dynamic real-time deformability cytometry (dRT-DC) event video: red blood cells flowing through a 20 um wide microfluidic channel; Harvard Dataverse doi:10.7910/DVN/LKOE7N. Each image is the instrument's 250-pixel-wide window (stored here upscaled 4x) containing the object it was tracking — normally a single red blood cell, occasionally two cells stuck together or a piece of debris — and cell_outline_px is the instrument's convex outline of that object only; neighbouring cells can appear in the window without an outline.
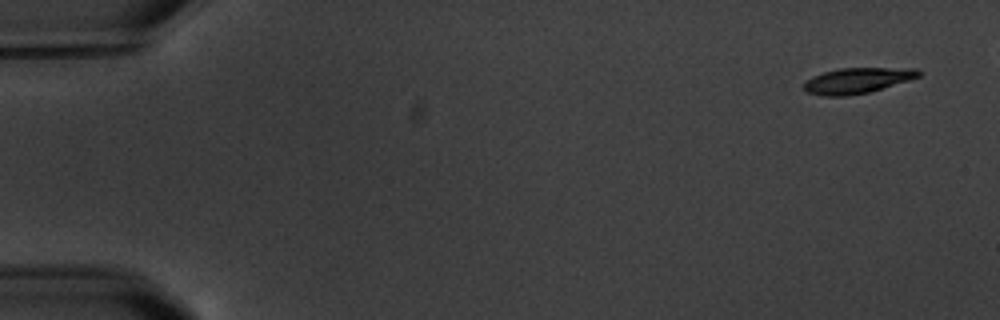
{"species": "common noctule bat (a hibernating species)", "species_latin": "Nyctalus noctula", "temperature_condition": "warm", "stored_images_in_passage": 6, "camera_frame_rate_fps": 3000, "um_per_image_px": 0.085, "animal": {"sex": "male", "body_mass_g": 20.1, "forearm_length_mm": 53.5}, "frame": {"image": 1, "passage_image": 1, "time_ms": 0.0, "image_size_px": [1000, 320], "cell_outline_px": [[920, 76], [908, 80], [868, 92], [848, 96], [820, 96], [808, 92], [804, 88], [804, 84], [812, 76], [824, 72], [840, 68], [920, 68]], "centroid_in_image_um": [72.86, 6.84], "position_along_channel_um": 12.1, "area_um2": 16.94}}
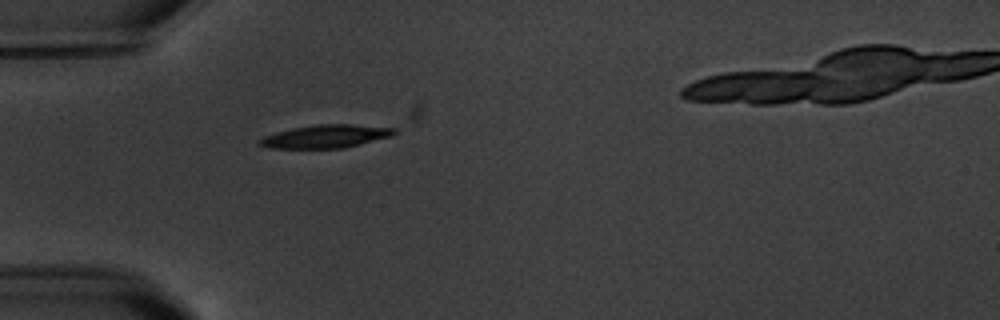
{"frame": {"image": 2, "passage_image": 5, "time_ms": 5.0, "image_size_px": [1000, 320], "cell_outline_px": [[400, 132], [392, 136], [344, 148], [268, 148], [256, 144], [256, 140], [264, 136], [276, 132], [292, 128], [316, 124], [352, 124], [396, 128]], "centroid_in_image_um": [27.68, 11.59], "position_along_channel_um": 57.3, "area_um2": 18.38}}